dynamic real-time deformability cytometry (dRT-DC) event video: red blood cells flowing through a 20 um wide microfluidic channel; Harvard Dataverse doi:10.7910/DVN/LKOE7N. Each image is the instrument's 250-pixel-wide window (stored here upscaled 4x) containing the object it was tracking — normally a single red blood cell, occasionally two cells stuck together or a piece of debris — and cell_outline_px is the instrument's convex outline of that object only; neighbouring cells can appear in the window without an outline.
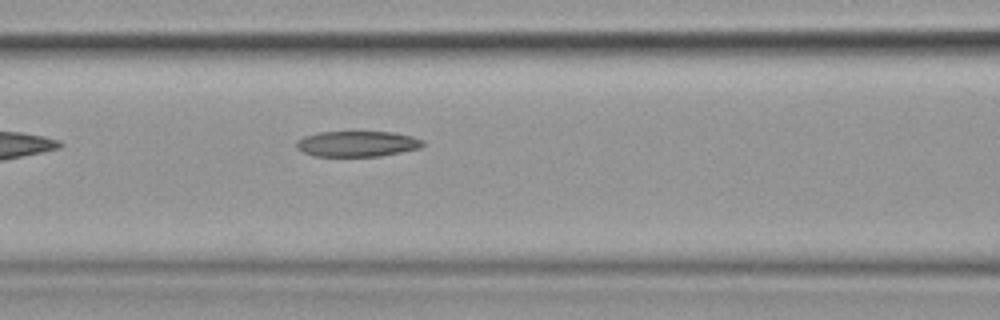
{"species": "common noctule bat (a hibernating species)", "species_latin": "Nyctalus noctula", "temperature_condition": "cold", "stored_images_in_passage": 9, "segment_of_instrument_passage": [1, 2], "camera_frame_rate_fps": 3000, "um_per_image_px": 0.085, "animal": {"sex": "female", "body_mass_g": 19.9}, "frame": {"image": 1, "passage_image": 8, "time_ms": 9.0, "image_size_px": [1000, 320], "cell_outline_px": [[424, 144], [420, 148], [380, 156], [316, 156], [304, 152], [296, 148], [296, 140], [304, 136], [320, 132], [392, 132], [412, 136], [424, 140]], "centroid_in_image_um": [30.36, 12.22], "position_along_channel_um": 136.2, "area_um2": 18.84}}